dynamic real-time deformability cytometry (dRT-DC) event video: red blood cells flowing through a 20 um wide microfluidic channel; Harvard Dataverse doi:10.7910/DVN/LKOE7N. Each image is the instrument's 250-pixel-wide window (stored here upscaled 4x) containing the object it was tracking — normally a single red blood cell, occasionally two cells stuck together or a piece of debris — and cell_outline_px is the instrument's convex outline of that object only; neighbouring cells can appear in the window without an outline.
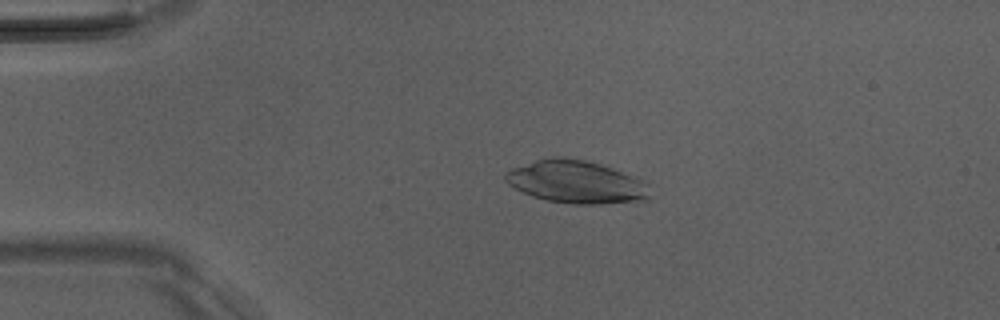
{"species": "Egyptian fruit bat (a non-hibernating species)", "species_latin": "Rousettus aegyptiacus", "temperature_condition": "room temperature", "stored_images_in_passage": 42, "camera_frame_rate_fps": 3000, "um_per_image_px": 0.085, "animal": {"sex": "male"}, "frame": {"image": 1, "passage_image": 2, "time_ms": 0.333, "image_size_px": [1000, 320], "cell_outline_px": [[648, 200], [596, 204], [572, 204], [544, 200], [532, 196], [508, 184], [504, 180], [504, 172], [512, 168], [536, 160], [552, 156], [560, 156], [584, 160], [600, 164], [612, 168], [632, 176], [648, 184]], "centroid_in_image_um": [48.93, 15.46], "position_along_channel_um": 36.1, "area_um2": 35.78}}
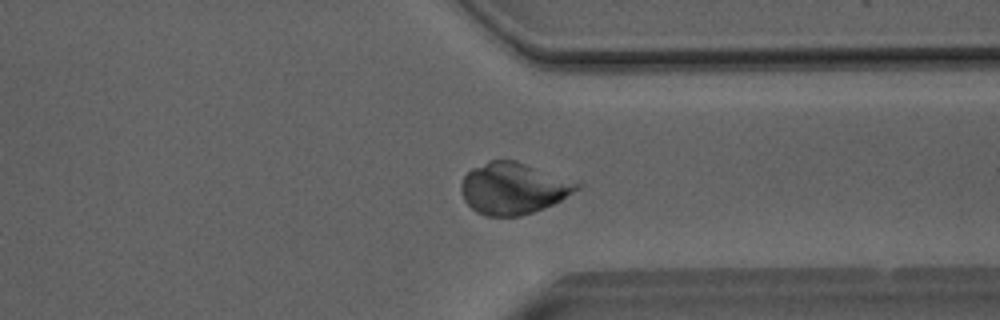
{"frame": {"image": 2, "passage_image": 30, "time_ms": 9.667, "image_size_px": [1000, 320], "cell_outline_px": [[584, 184], [580, 188], [560, 200], [544, 208], [520, 216], [484, 216], [476, 212], [464, 200], [460, 188], [460, 184], [464, 176], [472, 168], [492, 160], [516, 160]], "centroid_in_image_um": [43.62, 16.01], "position_along_channel_um": 367.8, "area_um2": 34.68}}
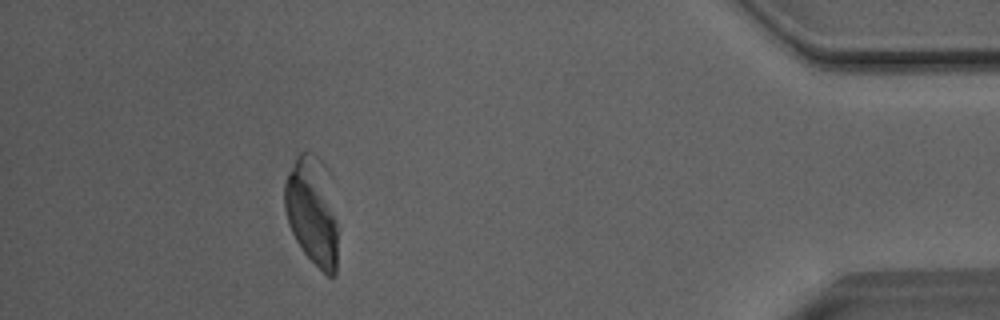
{"frame": {"image": 3, "passage_image": 37, "time_ms": 12.0, "image_size_px": [1000, 320], "cell_outline_px": [[336, 276], [328, 276], [304, 252], [296, 240], [288, 224], [284, 208], [284, 184], [296, 156], [300, 152], [312, 152], [328, 168], [332, 176], [336, 220]], "centroid_in_image_um": [26.55, 17.85], "position_along_channel_um": 408.6, "area_um2": 34.04}}